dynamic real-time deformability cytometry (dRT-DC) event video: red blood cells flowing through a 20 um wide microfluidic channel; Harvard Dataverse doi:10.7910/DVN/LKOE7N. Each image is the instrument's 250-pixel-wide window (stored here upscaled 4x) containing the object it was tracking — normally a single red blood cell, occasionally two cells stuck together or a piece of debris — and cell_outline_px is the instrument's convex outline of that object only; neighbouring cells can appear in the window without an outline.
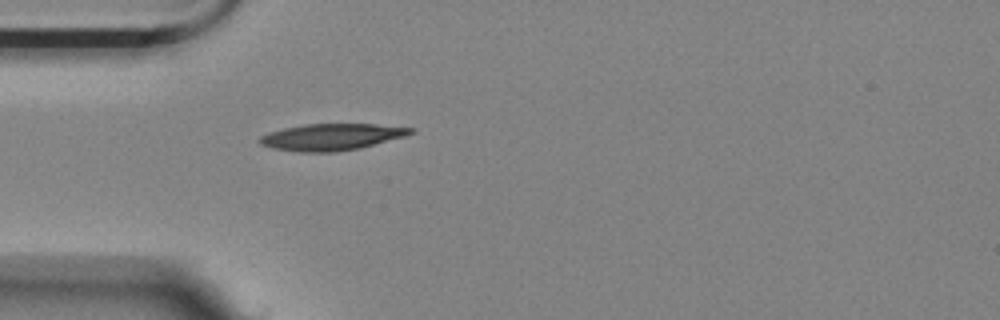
{"species": "Egyptian fruit bat (a non-hibernating species)", "species_latin": "Rousettus aegyptiacus", "temperature_condition": "room temperature", "stored_images_in_passage": 1, "camera_frame_rate_fps": 3000, "um_per_image_px": 0.085, "animal": {"sex": "female"}, "frame": {"image": 1, "passage_image": 1, "time_ms": 0.0, "image_size_px": [1000, 320], "cell_outline_px": [[416, 132], [404, 136], [360, 148], [336, 152], [296, 152], [272, 148], [260, 144], [256, 140], [260, 136], [268, 132], [284, 128], [308, 124], [376, 124], [416, 128]], "centroid_in_image_um": [28.16, 11.64], "position_along_channel_um": 56.8, "area_um2": 23.52}}